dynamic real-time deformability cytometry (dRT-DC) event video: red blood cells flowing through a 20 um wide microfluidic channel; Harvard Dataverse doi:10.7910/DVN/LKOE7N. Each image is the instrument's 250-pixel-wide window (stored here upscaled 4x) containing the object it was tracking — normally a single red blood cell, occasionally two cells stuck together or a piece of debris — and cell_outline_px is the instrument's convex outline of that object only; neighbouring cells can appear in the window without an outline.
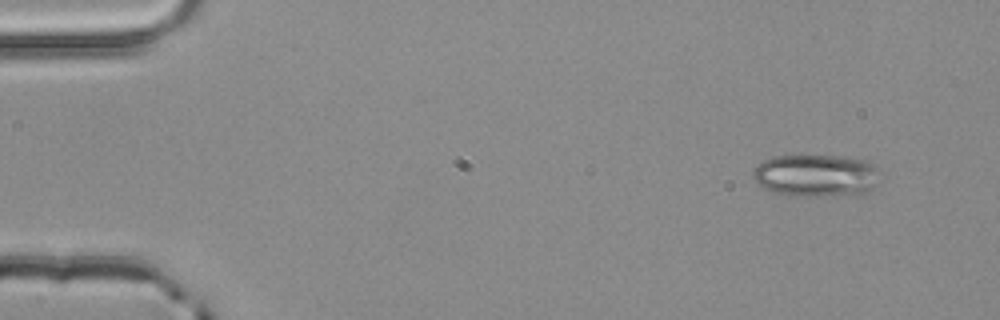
{"species": "common noctule bat (a hibernating species)", "species_latin": "Nyctalus noctula", "temperature_condition": "room temperature", "stored_images_in_passage": 3, "camera_frame_rate_fps": 3000, "um_per_image_px": 0.085, "animal": {"sex": "male", "body_mass_g": 20.4}, "frame": {"image": 1, "passage_image": 1, "time_ms": 0.0, "image_size_px": [1000, 320], "cell_outline_px": [[876, 184], [868, 192], [852, 196], [788, 196], [772, 192], [764, 188], [752, 176], [752, 172], [756, 164], [772, 156], [840, 156], [868, 160], [876, 164]], "centroid_in_image_um": [69.36, 14.93], "position_along_channel_um": 15.6, "area_um2": 31.79}}